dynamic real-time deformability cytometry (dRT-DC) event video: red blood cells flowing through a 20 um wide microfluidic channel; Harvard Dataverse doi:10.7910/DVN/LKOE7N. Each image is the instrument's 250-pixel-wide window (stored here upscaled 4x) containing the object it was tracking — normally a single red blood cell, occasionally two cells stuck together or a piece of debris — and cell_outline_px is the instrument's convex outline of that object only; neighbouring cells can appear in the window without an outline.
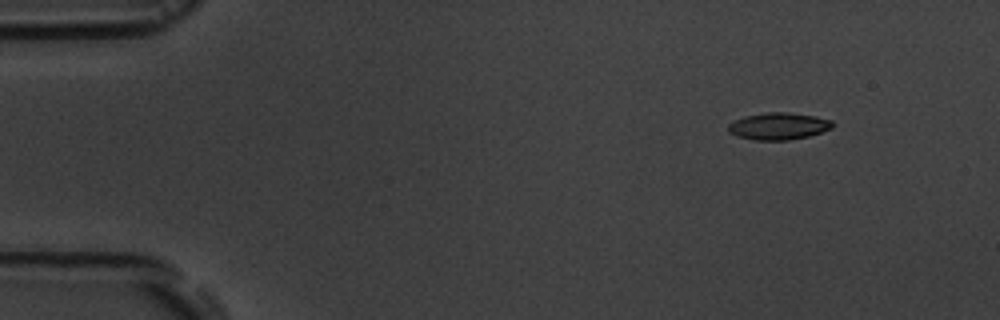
{"species": "common noctule bat (a hibernating species)", "species_latin": "Nyctalus noctula", "temperature_condition": "room temperature", "stored_images_in_passage": 5, "camera_frame_rate_fps": 3000, "um_per_image_px": 0.085, "animal": {"sex": "male", "body_mass_g": 19.5, "forearm_length_mm": 54.6}, "frame": {"image": 1, "passage_image": 2, "time_ms": 1.0, "image_size_px": [1000, 320], "cell_outline_px": [[836, 124], [832, 128], [808, 136], [788, 140], [752, 140], [736, 136], [728, 132], [728, 124], [744, 116], [768, 112], [788, 112], [816, 116], [832, 120]], "centroid_in_image_um": [66.18, 10.72], "position_along_channel_um": 18.8, "area_um2": 16.53}}
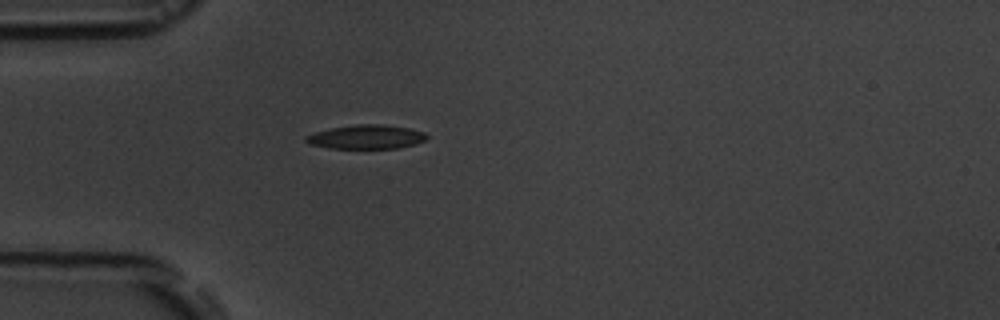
{"frame": {"image": 2, "passage_image": 5, "time_ms": 4.333, "image_size_px": [1000, 320], "cell_outline_px": [[428, 136], [424, 140], [416, 144], [400, 148], [328, 148], [308, 144], [304, 140], [304, 136], [316, 132], [332, 128], [356, 124], [380, 124], [408, 128], [424, 132]], "centroid_in_image_um": [31.11, 11.64], "position_along_channel_um": 53.9, "area_um2": 16.88}}